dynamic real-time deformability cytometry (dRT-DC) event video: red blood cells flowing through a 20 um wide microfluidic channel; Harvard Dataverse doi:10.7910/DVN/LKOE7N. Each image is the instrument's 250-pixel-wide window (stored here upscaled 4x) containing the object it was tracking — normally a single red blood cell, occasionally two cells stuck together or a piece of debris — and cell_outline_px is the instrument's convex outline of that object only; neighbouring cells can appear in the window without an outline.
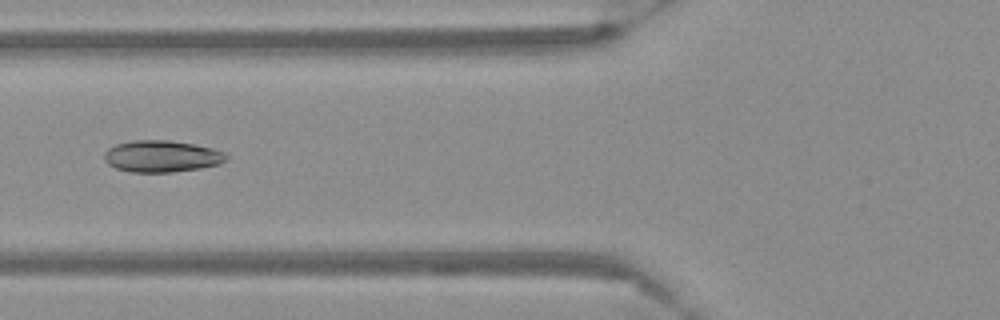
{"species": "Egyptian fruit bat (a non-hibernating species)", "species_latin": "Rousettus aegyptiacus", "temperature_condition": "warm", "stored_images_in_passage": 56, "camera_frame_rate_fps": 3000, "um_per_image_px": 0.085, "frame": {"image": 1, "passage_image": 22, "time_ms": 7.0, "image_size_px": [1000, 320], "cell_outline_px": [[228, 160], [220, 164], [200, 168], [172, 172], [132, 172], [116, 168], [108, 164], [104, 160], [104, 152], [108, 148], [116, 144], [132, 140], [168, 140], [192, 144], [212, 148], [224, 152], [228, 156]], "centroid_in_image_um": [13.74, 13.28], "position_along_channel_um": 112.1, "area_um2": 22.6}}
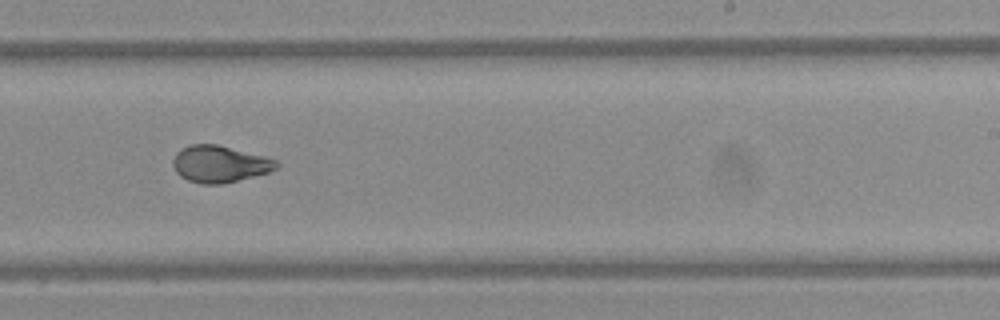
{"frame": {"image": 2, "passage_image": 35, "time_ms": 11.333, "image_size_px": [1000, 320], "cell_outline_px": [[280, 164], [276, 168], [268, 172], [224, 184], [200, 184], [188, 180], [180, 176], [176, 172], [172, 164], [172, 160], [176, 152], [180, 148], [188, 144], [216, 144], [264, 156], [276, 160]], "centroid_in_image_um": [18.63, 13.94], "position_along_channel_um": 270.4, "area_um2": 22.25}}
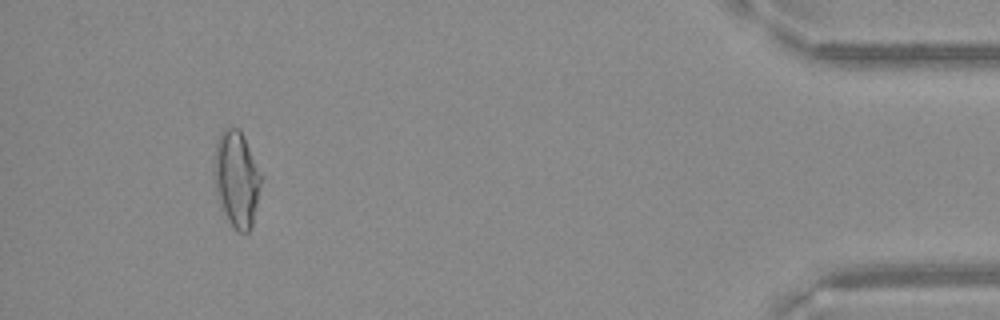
{"frame": {"image": 3, "passage_image": 52, "time_ms": 17.0, "image_size_px": [1000, 320], "cell_outline_px": [[264, 176], [252, 228], [248, 232], [240, 232], [228, 220], [220, 204], [216, 192], [212, 172], [212, 164], [216, 140], [220, 132], [224, 128], [236, 128], [244, 136]], "centroid_in_image_um": [20.12, 15.18], "position_along_channel_um": 415.1, "area_um2": 27.05}}